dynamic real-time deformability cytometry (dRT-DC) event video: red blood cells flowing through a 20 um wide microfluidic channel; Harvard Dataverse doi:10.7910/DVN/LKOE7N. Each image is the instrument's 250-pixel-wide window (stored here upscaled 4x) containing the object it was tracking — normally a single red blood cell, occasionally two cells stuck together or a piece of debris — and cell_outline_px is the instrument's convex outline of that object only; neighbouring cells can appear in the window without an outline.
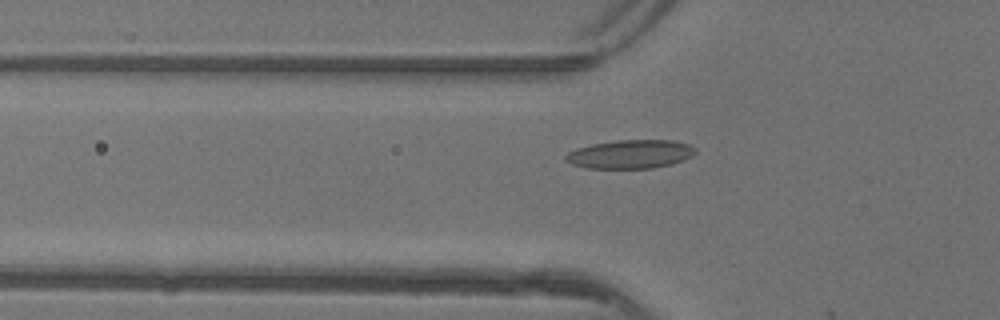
{"species": "common noctule bat (a hibernating species)", "species_latin": "Nyctalus noctula", "temperature_condition": "warm", "stored_images_in_passage": 6, "segment_of_instrument_passage": [2, 2], "camera_frame_rate_fps": 3000, "um_per_image_px": 0.085, "animal": {"sex": "female"}, "frame": {"image": 1, "passage_image": 6, "time_ms": 1.667, "image_size_px": [1000, 320], "cell_outline_px": [[696, 152], [692, 156], [684, 160], [672, 164], [652, 168], [584, 168], [572, 164], [564, 160], [564, 156], [568, 152], [576, 148], [592, 144], [616, 140], [672, 140], [688, 144], [696, 148]], "centroid_in_image_um": [53.57, 13.1], "position_along_channel_um": 72.2, "area_um2": 21.79}}